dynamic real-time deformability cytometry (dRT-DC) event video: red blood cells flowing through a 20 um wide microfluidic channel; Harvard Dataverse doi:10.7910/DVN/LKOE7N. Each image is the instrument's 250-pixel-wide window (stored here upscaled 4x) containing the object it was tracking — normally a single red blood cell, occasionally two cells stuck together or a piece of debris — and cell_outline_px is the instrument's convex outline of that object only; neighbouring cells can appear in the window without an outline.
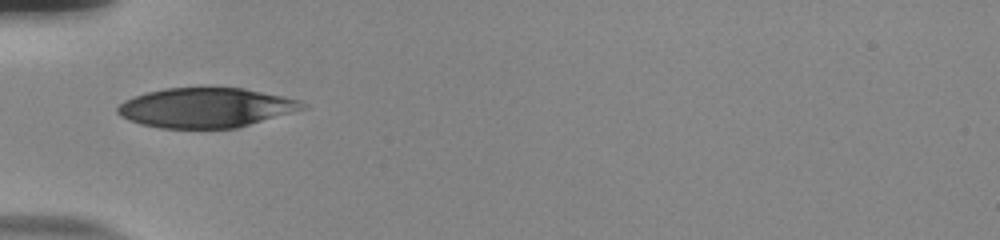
{"species": "human", "species_latin": "Homo sapiens", "temperature_condition": "room temperature", "stored_images_in_passage": 36, "camera_frame_rate_fps": 3000, "um_per_image_px": 0.085, "donor": {"sex": "male"}, "frame": {"image": 1, "passage_image": 1, "time_ms": 0.0, "image_size_px": [1000, 240], "cell_outline_px": [[308, 108], [236, 128], [160, 128], [140, 124], [128, 120], [120, 116], [116, 112], [116, 108], [124, 100], [148, 92], [164, 88], [244, 88], [284, 96], [300, 100], [308, 104]], "centroid_in_image_um": [17.52, 9.15], "position_along_channel_um": 67.5, "area_um2": 42.83}}
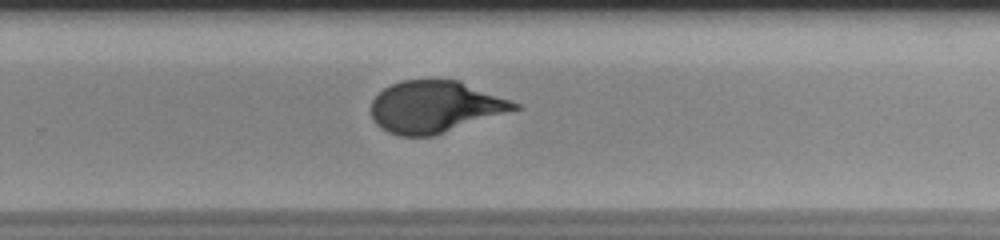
{"frame": {"image": 2, "passage_image": 19, "time_ms": 6.0, "image_size_px": [1000, 240], "cell_outline_px": [[520, 108], [432, 136], [400, 136], [388, 132], [376, 124], [372, 116], [372, 100], [384, 88], [392, 84], [404, 80], [460, 80], [520, 104]], "centroid_in_image_um": [36.96, 9.07], "position_along_channel_um": 292.8, "area_um2": 42.71}}
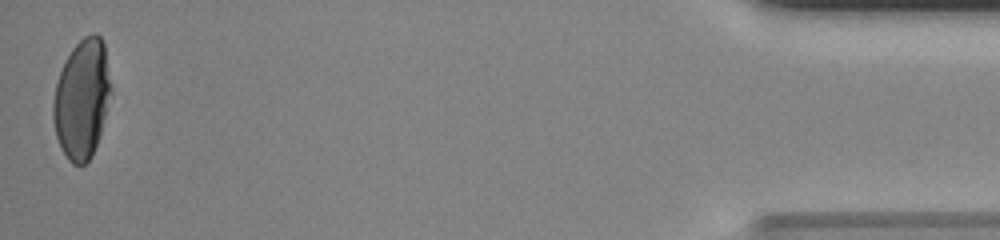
{"frame": {"image": 3, "passage_image": 36, "time_ms": 11.667, "image_size_px": [1000, 240], "cell_outline_px": [[112, 92], [100, 132], [92, 156], [84, 164], [72, 164], [68, 160], [60, 148], [56, 136], [52, 116], [52, 108], [56, 84], [60, 72], [72, 48], [84, 36], [92, 32], [96, 32], [100, 36], [104, 44], [112, 88]], "centroid_in_image_um": [6.97, 8.41], "position_along_channel_um": 428.2, "area_um2": 40.11}, "authors_computed_cell_mechanics": {"area_um2": 43.7546, "velocity_mm_per_s": 3.8002, "shape_relaxation_time_tau1_ms": 6.0745, "shape_relaxation_time_tau2_ms": null, "deformation_change_tau1": 0.2274, "deformation_change_tau2": null}}